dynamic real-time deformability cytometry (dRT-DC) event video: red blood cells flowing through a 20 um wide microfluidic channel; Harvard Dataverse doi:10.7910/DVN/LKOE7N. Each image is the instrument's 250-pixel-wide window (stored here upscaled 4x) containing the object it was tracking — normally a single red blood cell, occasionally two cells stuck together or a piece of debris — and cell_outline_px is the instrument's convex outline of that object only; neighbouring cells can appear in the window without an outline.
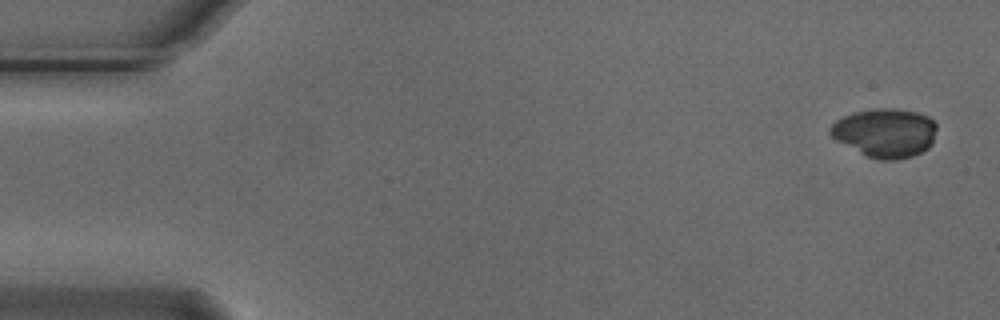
{"species": "Egyptian fruit bat (a non-hibernating species)", "species_latin": "Rousettus aegyptiacus", "temperature_condition": "cold", "stored_images_in_passage": 2, "segment_of_instrument_passage": [2, 2], "camera_frame_rate_fps": 3000, "um_per_image_px": 0.085, "animal": {"sex": "male"}, "frame": {"image": 1, "passage_image": 2, "time_ms": 0.333, "image_size_px": [1000, 320], "cell_outline_px": [[936, 128], [932, 144], [928, 148], [912, 156], [896, 160], [880, 160], [868, 156], [836, 140], [828, 132], [828, 128], [836, 120], [844, 116], [856, 112], [880, 108], [896, 108], [916, 112], [928, 116], [936, 124]], "centroid_in_image_um": [75.24, 11.28], "position_along_channel_um": 9.8, "area_um2": 30.11}}